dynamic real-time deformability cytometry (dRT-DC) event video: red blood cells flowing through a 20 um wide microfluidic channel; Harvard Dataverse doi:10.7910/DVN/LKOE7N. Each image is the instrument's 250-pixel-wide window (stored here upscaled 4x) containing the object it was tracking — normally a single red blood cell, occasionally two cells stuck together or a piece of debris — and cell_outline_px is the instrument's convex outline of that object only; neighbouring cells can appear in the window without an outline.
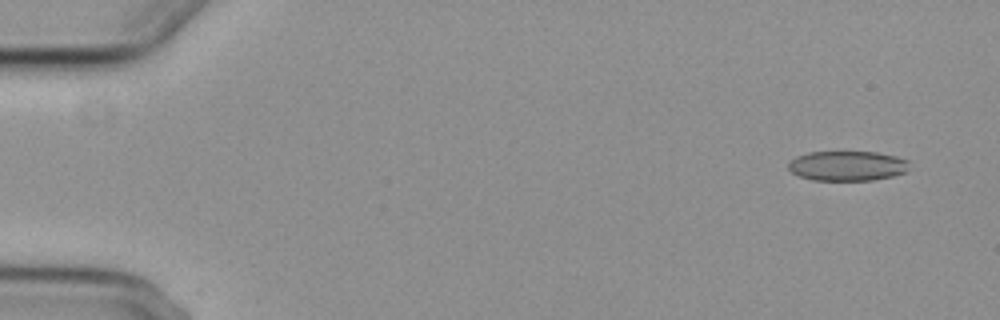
{"species": "common noctule bat (a hibernating species)", "species_latin": "Nyctalus noctula", "temperature_condition": "cold", "stored_images_in_passage": 5, "camera_frame_rate_fps": 3000, "um_per_image_px": 0.085, "animal": {"sex": "female", "body_mass_g": 29.2, "forearm_length_mm": 56.3}, "frame": {"image": 1, "passage_image": 2, "time_ms": 1.0, "image_size_px": [1000, 320], "cell_outline_px": [[908, 160], [904, 172], [892, 176], [872, 180], [812, 180], [800, 176], [792, 172], [788, 168], [788, 160], [796, 156], [808, 152], [876, 152], [896, 156]], "centroid_in_image_um": [71.96, 14.09], "position_along_channel_um": 13.0, "area_um2": 20.92}}
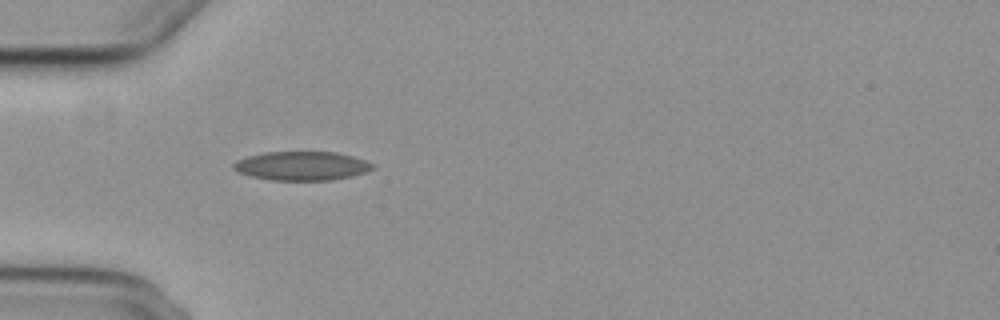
{"frame": {"image": 2, "passage_image": 5, "time_ms": 5.667, "image_size_px": [1000, 320], "cell_outline_px": [[376, 168], [352, 176], [332, 180], [272, 180], [252, 176], [240, 172], [232, 168], [232, 164], [236, 160], [248, 156], [264, 152], [336, 152], [352, 156], [376, 164]], "centroid_in_image_um": [25.67, 14.1], "position_along_channel_um": 59.3, "area_um2": 23.41}}